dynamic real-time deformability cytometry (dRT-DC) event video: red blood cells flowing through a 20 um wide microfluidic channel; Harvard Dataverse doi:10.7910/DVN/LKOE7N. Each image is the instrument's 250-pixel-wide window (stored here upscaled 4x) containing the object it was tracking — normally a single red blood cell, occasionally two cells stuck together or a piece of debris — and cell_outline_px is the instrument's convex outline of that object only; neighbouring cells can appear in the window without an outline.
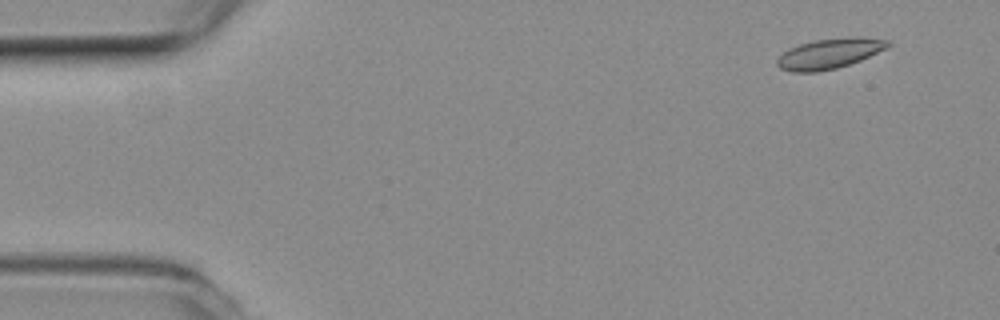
{"species": "common noctule bat (a hibernating species)", "species_latin": "Nyctalus noctula", "temperature_condition": "room temperature", "stored_images_in_passage": 5, "camera_frame_rate_fps": 3000, "um_per_image_px": 0.085, "animal": {"sex": "female", "body_mass_g": 19.3, "forearm_length_mm": 54.1}, "frame": {"image": 1, "passage_image": 2, "time_ms": 0.333, "image_size_px": [1000, 320], "cell_outline_px": [[892, 44], [888, 48], [860, 60], [836, 68], [816, 72], [792, 72], [780, 68], [776, 64], [776, 60], [788, 48], [800, 44], [816, 40], [888, 40]], "centroid_in_image_um": [70.39, 4.62], "position_along_channel_um": 14.6, "area_um2": 18.38}}
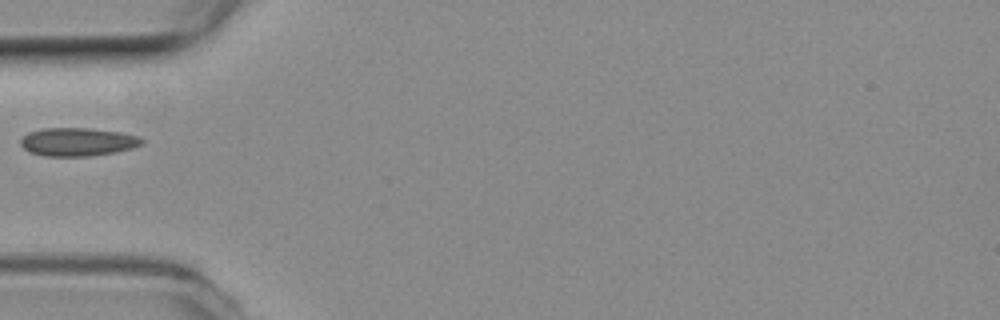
{"frame": {"image": 2, "passage_image": 5, "time_ms": 1.333, "image_size_px": [1000, 320], "cell_outline_px": [[144, 144], [132, 148], [116, 152], [88, 156], [44, 156], [28, 152], [20, 144], [20, 140], [28, 132], [44, 128], [88, 128], [120, 132], [140, 136], [144, 140]], "centroid_in_image_um": [6.61, 12.06], "position_along_channel_um": 78.4, "area_um2": 20.11}}